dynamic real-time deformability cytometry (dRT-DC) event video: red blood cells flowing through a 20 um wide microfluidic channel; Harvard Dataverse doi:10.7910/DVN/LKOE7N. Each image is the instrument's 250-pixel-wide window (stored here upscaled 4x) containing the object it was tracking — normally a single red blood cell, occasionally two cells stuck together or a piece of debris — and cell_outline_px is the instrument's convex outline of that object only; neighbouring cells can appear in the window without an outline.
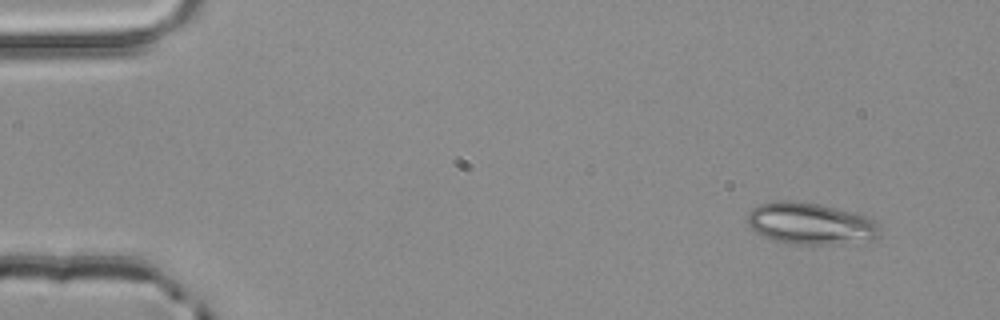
{"species": "common noctule bat (a hibernating species)", "species_latin": "Nyctalus noctula", "temperature_condition": "room temperature", "stored_images_in_passage": 4, "camera_frame_rate_fps": 3000, "um_per_image_px": 0.085, "animal": {"sex": "male", "body_mass_g": 20.4}, "frame": {"image": 1, "passage_image": 1, "time_ms": 0.0, "image_size_px": [1000, 320], "cell_outline_px": [[880, 236], [872, 240], [832, 244], [796, 244], [772, 240], [756, 232], [748, 224], [748, 212], [752, 208], [760, 204], [784, 200], [788, 200], [816, 204], [836, 208], [872, 216], [876, 220], [880, 228]], "centroid_in_image_um": [68.95, 19.01], "position_along_channel_um": 16.0, "area_um2": 32.25}}